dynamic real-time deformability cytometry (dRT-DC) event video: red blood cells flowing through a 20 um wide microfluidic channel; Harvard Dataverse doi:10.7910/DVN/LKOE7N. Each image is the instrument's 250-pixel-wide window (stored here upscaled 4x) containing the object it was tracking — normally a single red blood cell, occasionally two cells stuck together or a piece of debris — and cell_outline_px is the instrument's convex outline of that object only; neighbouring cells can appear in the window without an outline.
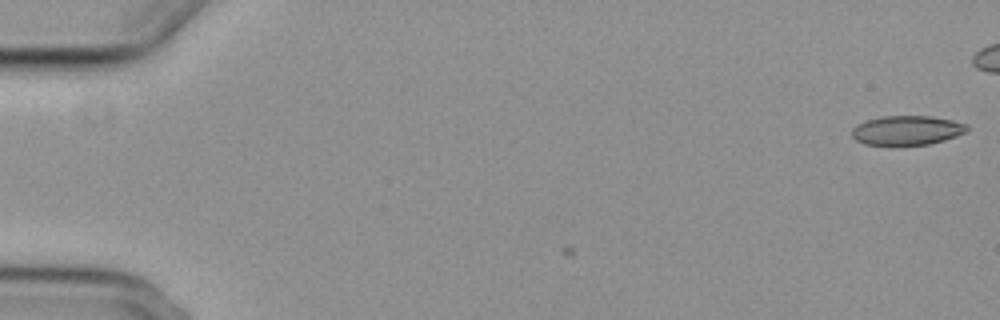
{"species": "common noctule bat (a hibernating species)", "species_latin": "Nyctalus noctula", "temperature_condition": "cold", "stored_images_in_passage": 6, "camera_frame_rate_fps": 3000, "um_per_image_px": 0.085, "animal": {"sex": "female", "body_mass_g": 29.2, "forearm_length_mm": 56.3}, "frame": {"image": 1, "passage_image": 6, "time_ms": 1.667, "image_size_px": [1000, 320], "cell_outline_px": [[968, 128], [964, 132], [956, 136], [944, 140], [928, 144], [864, 144], [856, 140], [852, 136], [852, 128], [856, 124], [864, 120], [884, 116], [928, 116], [952, 120], [968, 124]], "centroid_in_image_um": [77.06, 11.06], "position_along_channel_um": 7.9, "area_um2": 19.48}}